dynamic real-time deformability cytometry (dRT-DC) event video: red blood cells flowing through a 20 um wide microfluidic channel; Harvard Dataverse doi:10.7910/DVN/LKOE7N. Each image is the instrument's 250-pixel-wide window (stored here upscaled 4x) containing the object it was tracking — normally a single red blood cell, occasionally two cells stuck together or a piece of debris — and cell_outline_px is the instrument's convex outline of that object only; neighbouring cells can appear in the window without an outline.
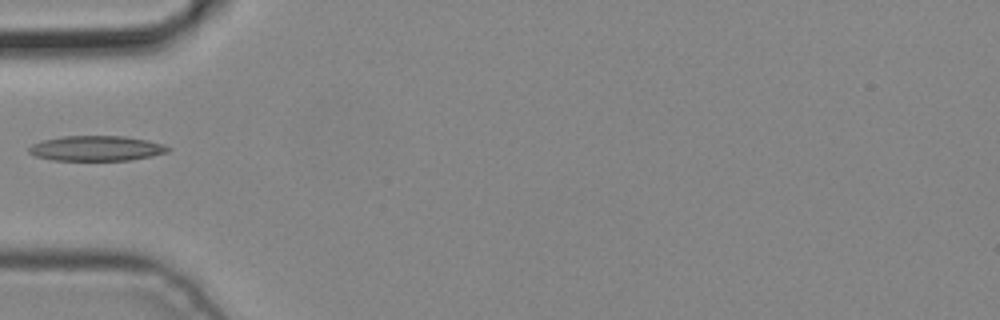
{"species": "common noctule bat (a hibernating species)", "species_latin": "Nyctalus noctula", "temperature_condition": "cold", "stored_images_in_passage": 3, "camera_frame_rate_fps": 3000, "um_per_image_px": 0.085, "animal": {"sex": "male", "body_mass_g": 19.2, "forearm_length_mm": 51.8}, "frame": {"image": 1, "passage_image": 3, "time_ms": 0.667, "image_size_px": [1000, 320], "cell_outline_px": [[172, 148], [168, 152], [152, 156], [128, 160], [52, 160], [36, 156], [28, 152], [28, 148], [32, 144], [44, 140], [60, 136], [124, 136], [148, 140], [164, 144]], "centroid_in_image_um": [8.21, 12.6], "position_along_channel_um": 76.8, "area_um2": 20.4}}